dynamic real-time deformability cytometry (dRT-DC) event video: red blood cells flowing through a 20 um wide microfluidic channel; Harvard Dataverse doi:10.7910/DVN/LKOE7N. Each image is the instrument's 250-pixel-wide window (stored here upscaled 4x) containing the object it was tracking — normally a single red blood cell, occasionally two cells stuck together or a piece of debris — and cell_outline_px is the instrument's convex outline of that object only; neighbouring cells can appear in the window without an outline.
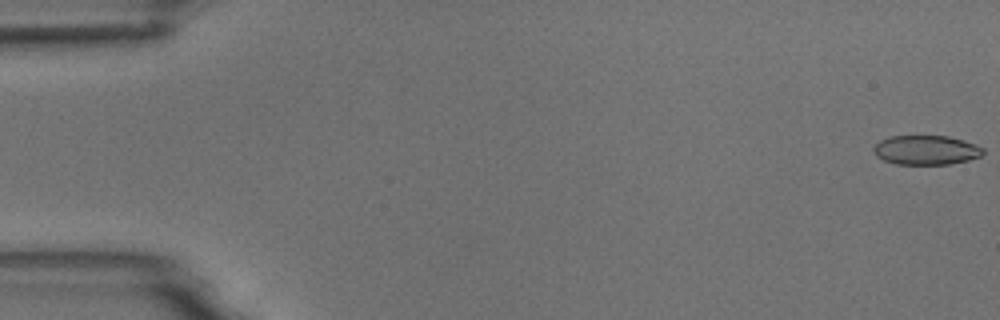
{"species": "common noctule bat (a hibernating species)", "species_latin": "Nyctalus noctula", "temperature_condition": "room temperature", "stored_images_in_passage": 8, "camera_frame_rate_fps": 3000, "um_per_image_px": 0.085, "animal": {"sex": "male", "body_mass_g": 18.8}, "frame": {"image": 1, "passage_image": 1, "time_ms": 0.0, "image_size_px": [1000, 320], "cell_outline_px": [[984, 152], [980, 156], [968, 160], [948, 164], [896, 164], [884, 160], [876, 156], [872, 152], [872, 148], [880, 140], [892, 136], [948, 136], [964, 140], [976, 144], [984, 148]], "centroid_in_image_um": [78.71, 12.75], "position_along_channel_um": 6.3, "area_um2": 18.79}}
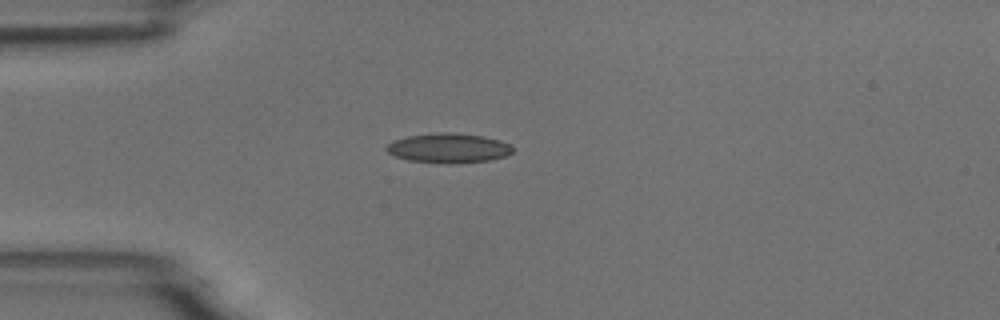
{"frame": {"image": 2, "passage_image": 5, "time_ms": 4.667, "image_size_px": [1000, 320], "cell_outline_px": [[512, 152], [508, 156], [488, 160], [448, 164], [408, 160], [396, 156], [388, 152], [384, 148], [388, 144], [396, 140], [408, 136], [436, 132], [452, 132], [484, 136], [500, 140], [508, 144], [512, 148]], "centroid_in_image_um": [38.13, 12.58], "position_along_channel_um": 46.9, "area_um2": 21.73}}